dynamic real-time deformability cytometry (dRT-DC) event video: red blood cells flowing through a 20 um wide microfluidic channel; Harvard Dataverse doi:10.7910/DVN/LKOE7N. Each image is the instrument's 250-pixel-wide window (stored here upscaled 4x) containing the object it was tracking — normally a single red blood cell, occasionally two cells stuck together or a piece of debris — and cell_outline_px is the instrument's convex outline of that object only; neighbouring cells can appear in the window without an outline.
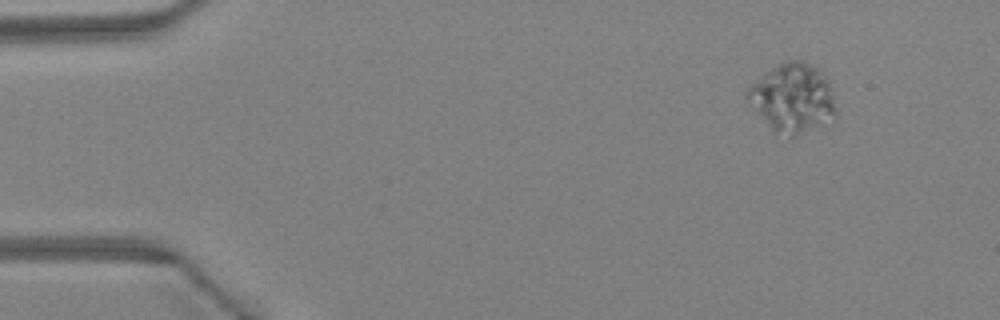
{"species": "Egyptian fruit bat (a non-hibernating species)", "species_latin": "Rousettus aegyptiacus", "temperature_condition": "warm", "stored_images_in_passage": 41, "camera_frame_rate_fps": 3000, "um_per_image_px": 0.085, "animal": {"sex": "female"}, "frame": {"image": 1, "passage_image": 1, "time_ms": 0.0, "image_size_px": [1000, 320], "cell_outline_px": [[836, 120], [796, 136], [792, 136], [772, 132], [756, 112], [744, 96], [744, 92], [764, 72], [788, 60], [804, 60], [820, 68], [828, 76], [832, 88], [836, 108]], "centroid_in_image_um": [67.42, 8.33], "position_along_channel_um": 17.6, "area_um2": 36.41}}
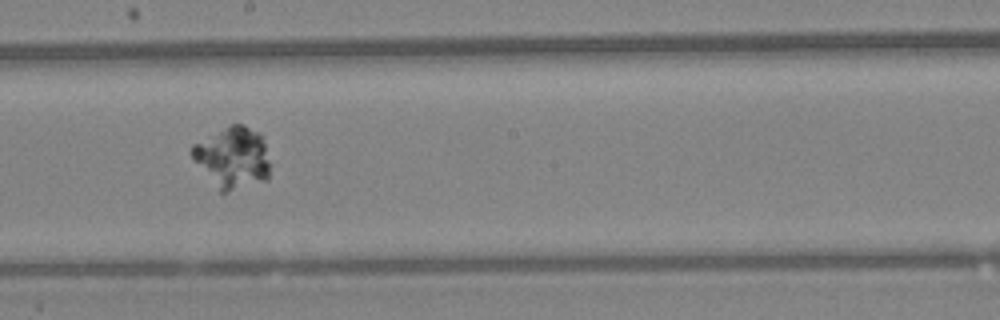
{"frame": {"image": 2, "passage_image": 22, "time_ms": 7.0, "image_size_px": [1000, 320], "cell_outline_px": [[268, 180], [228, 192], [220, 192], [192, 160], [188, 152], [192, 144], [232, 124], [244, 124], [260, 132], [264, 144], [268, 160]], "centroid_in_image_um": [19.73, 13.4], "position_along_channel_um": 228.5, "area_um2": 28.03}}
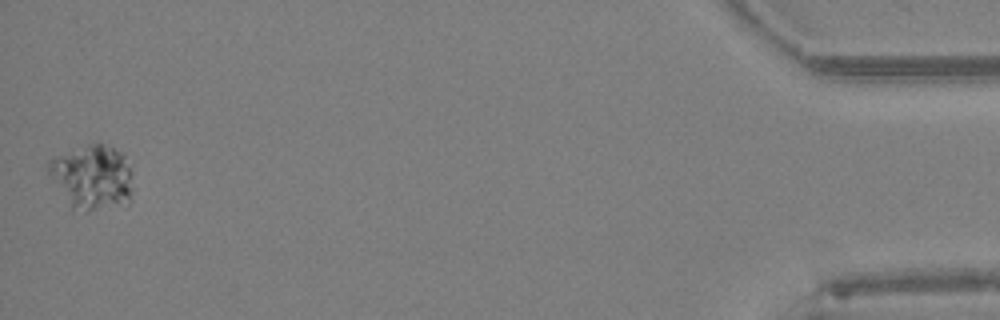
{"frame": {"image": 3, "passage_image": 41, "time_ms": 13.333, "image_size_px": [1000, 320], "cell_outline_px": [[132, 200], [128, 204], [88, 212], [72, 208], [48, 172], [48, 160], [52, 156], [88, 144], [104, 144], [120, 152], [132, 164]], "centroid_in_image_um": [7.89, 15.06], "position_along_channel_um": 427.3, "area_um2": 32.14}}